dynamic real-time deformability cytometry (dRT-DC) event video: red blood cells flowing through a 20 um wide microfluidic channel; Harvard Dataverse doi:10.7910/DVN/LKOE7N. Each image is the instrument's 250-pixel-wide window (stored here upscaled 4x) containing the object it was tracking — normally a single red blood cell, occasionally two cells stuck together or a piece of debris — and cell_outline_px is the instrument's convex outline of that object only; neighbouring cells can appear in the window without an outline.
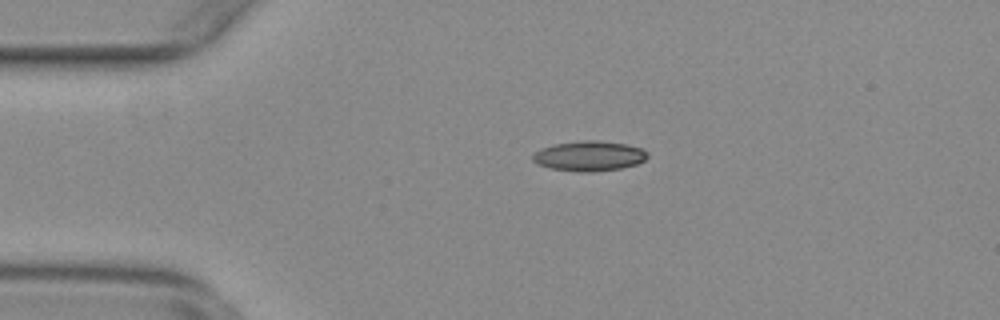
{"species": "common noctule bat (a hibernating species)", "species_latin": "Nyctalus noctula", "temperature_condition": "warm", "stored_images_in_passage": 48, "camera_frame_rate_fps": 3000, "um_per_image_px": 0.085, "animal": {"sex": "female", "body_mass_g": 29.2, "forearm_length_mm": 56.3}, "frame": {"image": 1, "passage_image": 5, "time_ms": 1.333, "image_size_px": [1000, 320], "cell_outline_px": [[648, 156], [644, 160], [636, 164], [620, 168], [592, 172], [580, 172], [552, 168], [536, 164], [532, 160], [532, 156], [540, 148], [556, 144], [584, 140], [596, 140], [624, 144], [640, 148], [648, 152]], "centroid_in_image_um": [50.06, 13.26], "position_along_channel_um": 34.9, "area_um2": 19.88}}
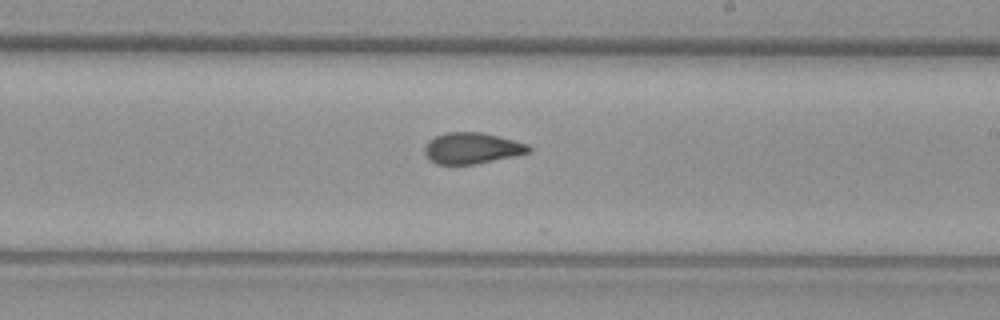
{"frame": {"image": 2, "passage_image": 25, "time_ms": 8.0, "image_size_px": [1000, 320], "cell_outline_px": [[532, 152], [516, 156], [476, 164], [436, 164], [428, 160], [424, 152], [424, 148], [428, 140], [436, 136], [448, 132], [480, 132], [528, 144], [532, 148]], "centroid_in_image_um": [40.11, 12.61], "position_along_channel_um": 248.9, "area_um2": 18.96}}
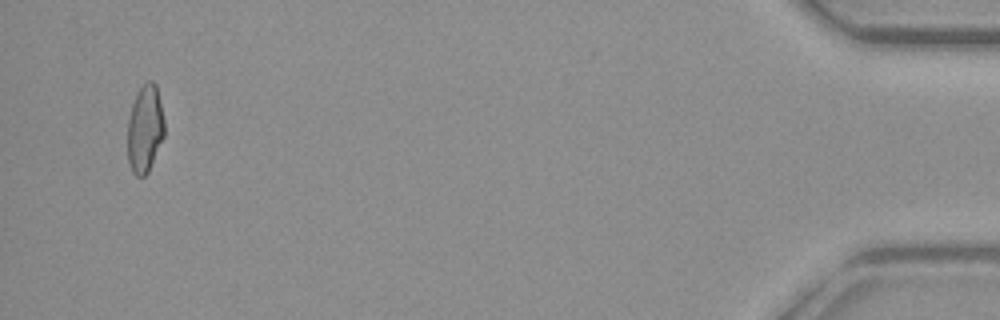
{"frame": {"image": 3, "passage_image": 46, "time_ms": 15.0, "image_size_px": [1000, 320], "cell_outline_px": [[164, 136], [148, 172], [144, 176], [136, 176], [132, 172], [128, 160], [128, 120], [132, 104], [136, 92], [148, 80], [152, 80], [156, 84], [164, 120]], "centroid_in_image_um": [12.32, 10.94], "position_along_channel_um": 422.9, "area_um2": 18.73}, "authors_computed_cell_mechanics": {"area_um2": 18.9873, "velocity_mm_per_s": 3.7671, "shape_relaxation_time_tau1_ms": null, "shape_relaxation_time_tau2_ms": 2.0036, "deformation_change_tau1": null, "deformation_change_tau2": 0.0823}}